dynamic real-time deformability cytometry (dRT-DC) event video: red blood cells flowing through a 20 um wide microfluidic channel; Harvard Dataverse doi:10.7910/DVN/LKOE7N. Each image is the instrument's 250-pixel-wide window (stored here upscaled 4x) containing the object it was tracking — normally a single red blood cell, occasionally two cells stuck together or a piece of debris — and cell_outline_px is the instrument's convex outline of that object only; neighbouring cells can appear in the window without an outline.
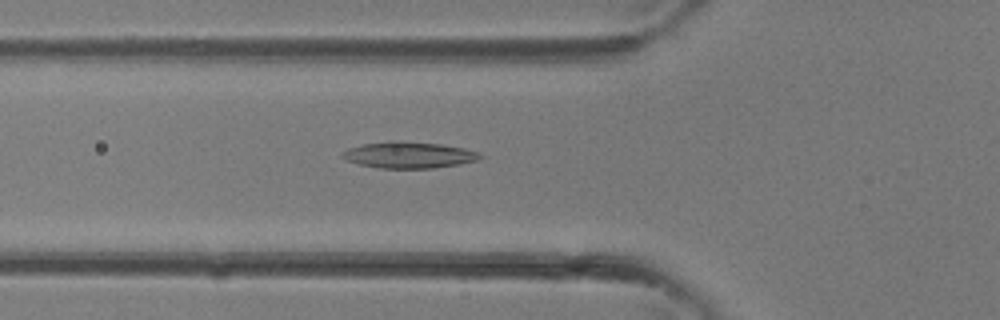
{"species": "common noctule bat (a hibernating species)", "species_latin": "Nyctalus noctula", "temperature_condition": "room temperature", "stored_images_in_passage": 25, "camera_frame_rate_fps": 3000, "um_per_image_px": 0.085, "animal": {"sex": "female"}, "frame": {"image": 1, "passage_image": 2, "time_ms": 0.333, "image_size_px": [1000, 320], "cell_outline_px": [[484, 156], [476, 160], [460, 164], [432, 168], [380, 168], [360, 164], [348, 160], [340, 156], [340, 152], [348, 148], [360, 144], [392, 140], [400, 140], [440, 144], [464, 148], [480, 152]], "centroid_in_image_um": [34.73, 13.15], "position_along_channel_um": 91.1, "area_um2": 21.33}}
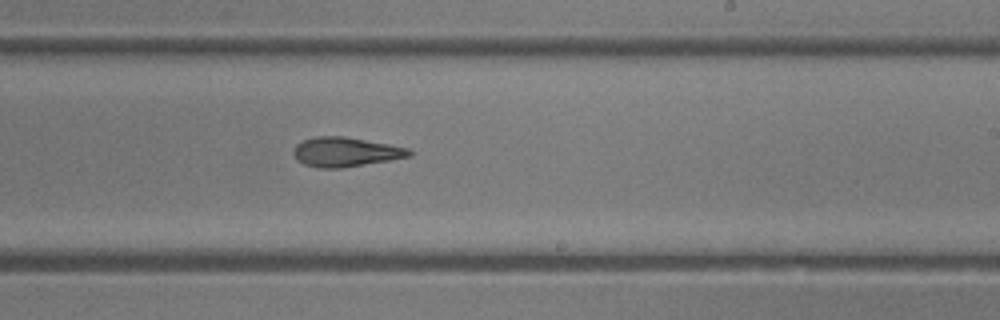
{"frame": {"image": 2, "passage_image": 11, "time_ms": 3.333, "image_size_px": [1000, 320], "cell_outline_px": [[412, 156], [340, 168], [320, 168], [304, 164], [296, 160], [292, 152], [296, 144], [304, 140], [316, 136], [344, 136], [388, 144], [408, 148], [412, 152]], "centroid_in_image_um": [29.33, 12.91], "position_along_channel_um": 259.7, "area_um2": 19.71}}
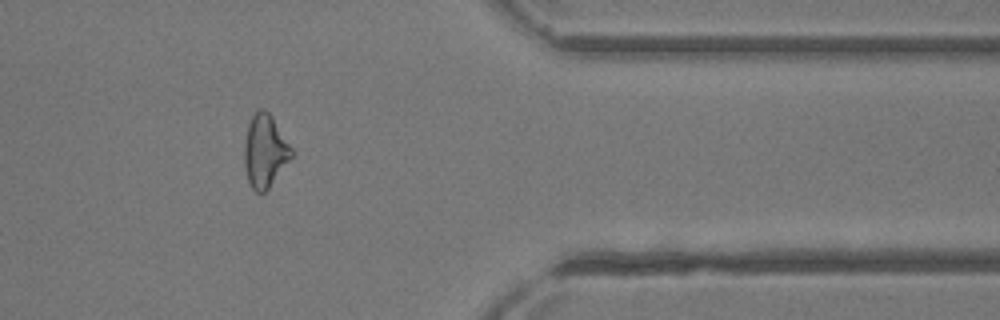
{"frame": {"image": 3, "passage_image": 19, "time_ms": 6.0, "image_size_px": [1000, 320], "cell_outline_px": [[292, 156], [268, 188], [264, 192], [256, 192], [252, 188], [248, 180], [244, 164], [244, 144], [248, 124], [252, 116], [260, 108], [264, 108], [272, 116], [292, 148]], "centroid_in_image_um": [22.5, 12.81], "position_along_channel_um": 388.9, "area_um2": 19.71}}